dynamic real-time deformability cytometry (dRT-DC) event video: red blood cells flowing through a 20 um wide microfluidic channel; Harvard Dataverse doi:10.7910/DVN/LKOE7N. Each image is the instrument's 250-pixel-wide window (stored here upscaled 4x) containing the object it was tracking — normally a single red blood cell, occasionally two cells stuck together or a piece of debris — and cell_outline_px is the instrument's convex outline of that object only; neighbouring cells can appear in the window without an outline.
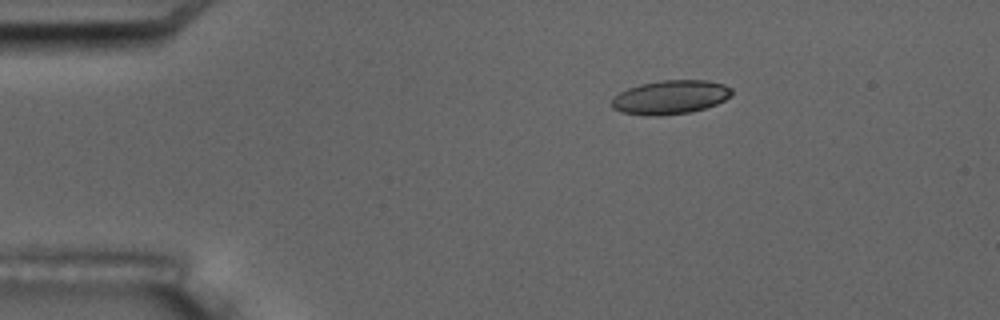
{"species": "common noctule bat (a hibernating species)", "species_latin": "Nyctalus noctula", "temperature_condition": "room temperature", "stored_images_in_passage": 4, "camera_frame_rate_fps": 3000, "um_per_image_px": 0.085, "animal": {"sex": "male", "body_mass_g": 17.5, "forearm_length_mm": 52.3}, "frame": {"image": 1, "passage_image": 2, "time_ms": 1.0, "image_size_px": [1000, 320], "cell_outline_px": [[732, 96], [716, 104], [692, 112], [660, 116], [644, 116], [620, 112], [612, 108], [612, 100], [620, 92], [628, 88], [640, 84], [664, 80], [708, 80], [724, 84], [732, 88]], "centroid_in_image_um": [56.99, 8.27], "position_along_channel_um": 28.0, "area_um2": 23.87}}